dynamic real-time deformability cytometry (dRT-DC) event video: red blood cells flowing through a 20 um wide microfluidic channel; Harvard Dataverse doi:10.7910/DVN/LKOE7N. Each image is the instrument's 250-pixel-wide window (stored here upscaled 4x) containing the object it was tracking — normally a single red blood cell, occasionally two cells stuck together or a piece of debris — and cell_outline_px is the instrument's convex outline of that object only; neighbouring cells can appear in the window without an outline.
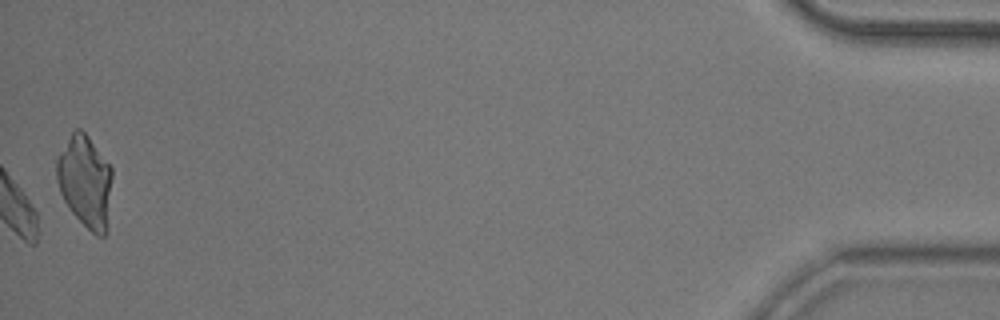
{"species": "common noctule bat (a hibernating species)", "species_latin": "Nyctalus noctula", "temperature_condition": "room temperature", "stored_images_in_passage": 53, "camera_frame_rate_fps": 3000, "um_per_image_px": 0.085, "animal": {"sex": "male", "body_mass_g": 20.5, "forearm_length_mm": 52.5}, "frame": {"image": 1, "passage_image": 53, "time_ms": 17.333, "image_size_px": [1000, 320], "cell_outline_px": [[112, 176], [108, 232], [104, 236], [96, 236], [68, 208], [60, 192], [56, 180], [56, 160], [60, 152], [72, 132], [76, 128], [80, 128], [88, 136], [112, 168]], "centroid_in_image_um": [7.25, 15.45], "position_along_channel_um": 427.9, "area_um2": 29.88}, "authors_computed_cell_mechanics": {"area_um2": 20.0566, "velocity_mm_per_s": 3.63, "shape_relaxation_time_tau1_ms": 3.6638, "shape_relaxation_time_tau2_ms": 4.6457, "deformation_change_tau1": 0.1137, "deformation_change_tau2": 0.1375}}